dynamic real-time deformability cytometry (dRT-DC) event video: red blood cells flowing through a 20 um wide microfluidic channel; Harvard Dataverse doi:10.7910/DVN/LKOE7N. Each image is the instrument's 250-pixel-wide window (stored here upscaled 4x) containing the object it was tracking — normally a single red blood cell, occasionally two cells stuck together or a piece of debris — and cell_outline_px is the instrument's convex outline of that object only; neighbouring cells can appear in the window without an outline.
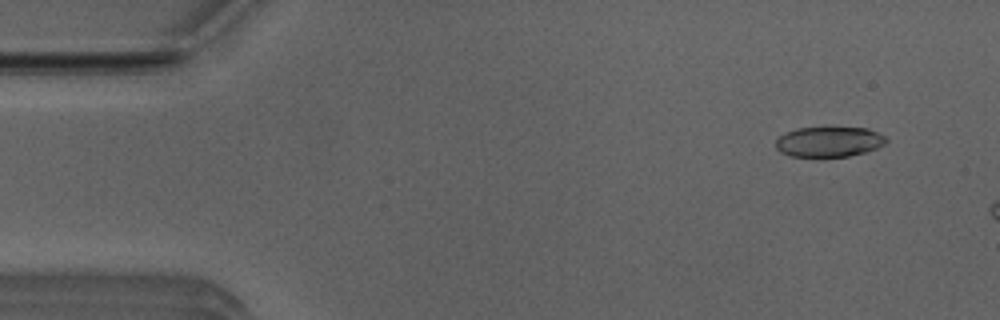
{"species": "Egyptian fruit bat (a non-hibernating species)", "species_latin": "Rousettus aegyptiacus", "temperature_condition": "room temperature", "stored_images_in_passage": 44, "camera_frame_rate_fps": 3000, "um_per_image_px": 0.085, "animal": {"sex": "male"}, "frame": {"image": 1, "passage_image": 1, "time_ms": 0.0, "image_size_px": [1000, 320], "cell_outline_px": [[888, 140], [884, 144], [876, 148], [864, 152], [848, 156], [792, 156], [780, 152], [776, 148], [776, 140], [784, 132], [796, 128], [828, 124], [868, 128], [884, 136]], "centroid_in_image_um": [70.45, 11.98], "position_along_channel_um": 14.6, "area_um2": 20.23}}
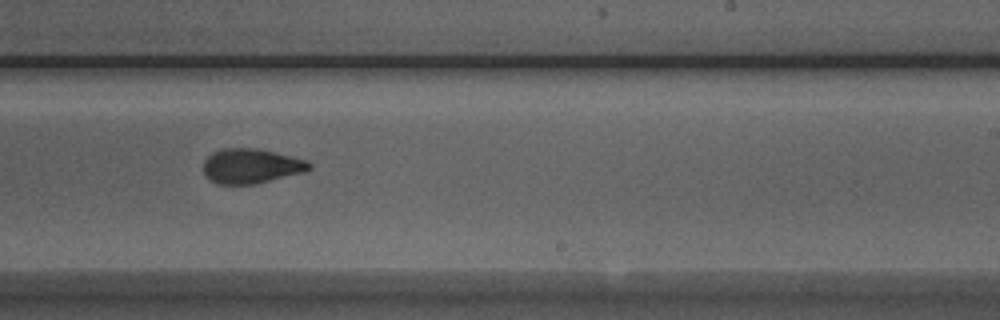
{"frame": {"image": 2, "passage_image": 28, "time_ms": 9.0, "image_size_px": [1000, 320], "cell_outline_px": [[312, 168], [304, 172], [256, 184], [216, 184], [204, 176], [204, 160], [212, 152], [220, 148], [256, 148], [308, 160], [312, 164]], "centroid_in_image_um": [21.33, 14.11], "position_along_channel_um": 267.7, "area_um2": 21.62}}
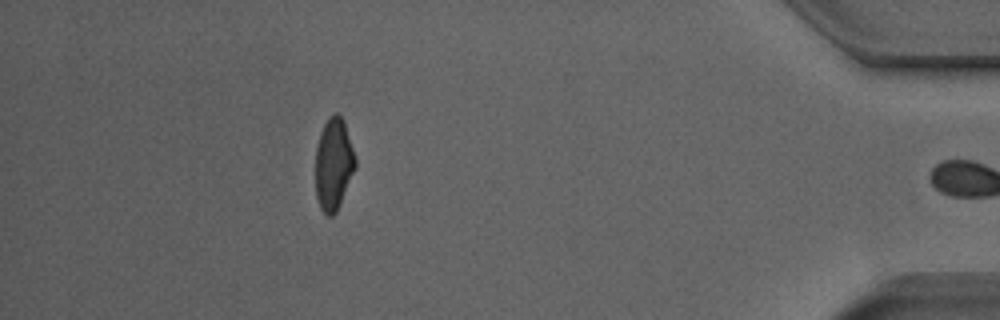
{"frame": {"image": 3, "passage_image": 43, "time_ms": 14.0, "image_size_px": [1000, 320], "cell_outline_px": [[356, 168], [340, 204], [336, 212], [332, 216], [328, 216], [320, 208], [316, 196], [316, 148], [320, 132], [324, 124], [336, 112], [344, 120], [356, 160]], "centroid_in_image_um": [28.36, 13.97], "position_along_channel_um": 406.8, "area_um2": 21.21}, "authors_computed_cell_mechanics": {"area_um2": 21.7617, "velocity_mm_per_s": 3.9334, "shape_relaxation_time_tau1_ms": 4.3433, "shape_relaxation_time_tau2_ms": 1.5568, "deformation_change_tau1": 0.1511, "deformation_change_tau2": 0.0797}}